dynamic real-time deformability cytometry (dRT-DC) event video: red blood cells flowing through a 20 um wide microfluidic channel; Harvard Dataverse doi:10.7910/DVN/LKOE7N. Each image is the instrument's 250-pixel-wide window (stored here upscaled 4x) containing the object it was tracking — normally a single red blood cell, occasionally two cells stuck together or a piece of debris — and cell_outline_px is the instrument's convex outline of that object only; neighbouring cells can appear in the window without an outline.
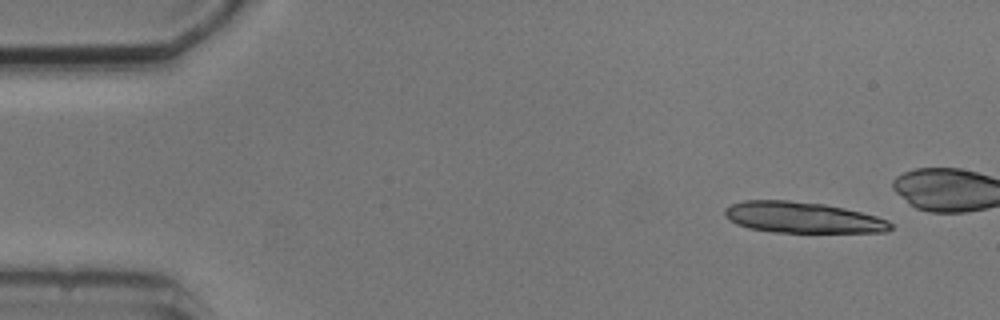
{"species": "common noctule bat (a hibernating species)", "species_latin": "Nyctalus noctula", "temperature_condition": "cold", "stored_images_in_passage": 5, "camera_frame_rate_fps": 3000, "um_per_image_px": 0.085, "animal": {"sex": "male", "body_mass_g": 20.5, "forearm_length_mm": 52.5}, "frame": {"image": 1, "passage_image": 1, "time_ms": 0.0, "image_size_px": [1000, 320], "cell_outline_px": [[892, 228], [888, 232], [772, 232], [748, 228], [736, 224], [728, 220], [724, 216], [724, 208], [732, 204], [744, 200], [788, 200], [824, 204], [844, 208], [876, 216], [888, 220], [892, 224]], "centroid_in_image_um": [68.18, 18.49], "position_along_channel_um": 16.8, "area_um2": 30.06}}